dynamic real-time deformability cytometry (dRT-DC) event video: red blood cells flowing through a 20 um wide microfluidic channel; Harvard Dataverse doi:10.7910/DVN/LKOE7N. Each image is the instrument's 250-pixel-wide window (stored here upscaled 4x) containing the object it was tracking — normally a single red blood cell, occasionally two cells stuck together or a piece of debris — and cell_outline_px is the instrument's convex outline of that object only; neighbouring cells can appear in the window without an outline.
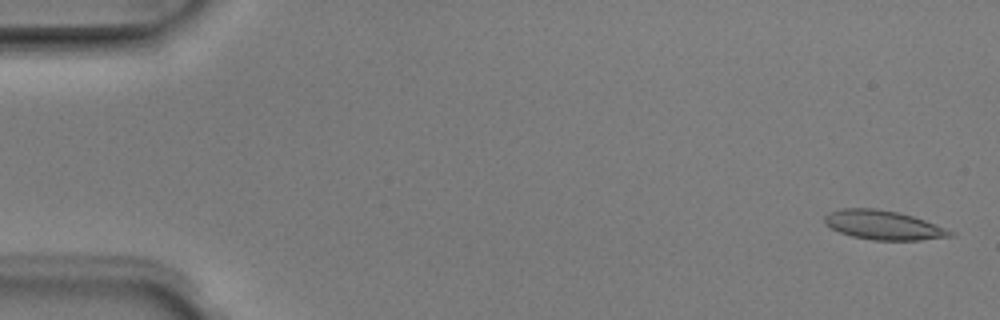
{"species": "Egyptian fruit bat (a non-hibernating species)", "species_latin": "Rousettus aegyptiacus", "temperature_condition": "room temperature", "stored_images_in_passage": 3, "camera_frame_rate_fps": 3000, "um_per_image_px": 0.085, "animal": {"sex": "male"}, "frame": {"image": 1, "passage_image": 1, "time_ms": 0.0, "image_size_px": [1000, 320], "cell_outline_px": [[956, 232], [952, 236], [920, 240], [872, 240], [852, 236], [840, 232], [824, 224], [824, 216], [828, 212], [840, 208], [876, 208], [900, 212], [936, 224]], "centroid_in_image_um": [75.07, 19.12], "position_along_channel_um": 9.9, "area_um2": 21.5}}